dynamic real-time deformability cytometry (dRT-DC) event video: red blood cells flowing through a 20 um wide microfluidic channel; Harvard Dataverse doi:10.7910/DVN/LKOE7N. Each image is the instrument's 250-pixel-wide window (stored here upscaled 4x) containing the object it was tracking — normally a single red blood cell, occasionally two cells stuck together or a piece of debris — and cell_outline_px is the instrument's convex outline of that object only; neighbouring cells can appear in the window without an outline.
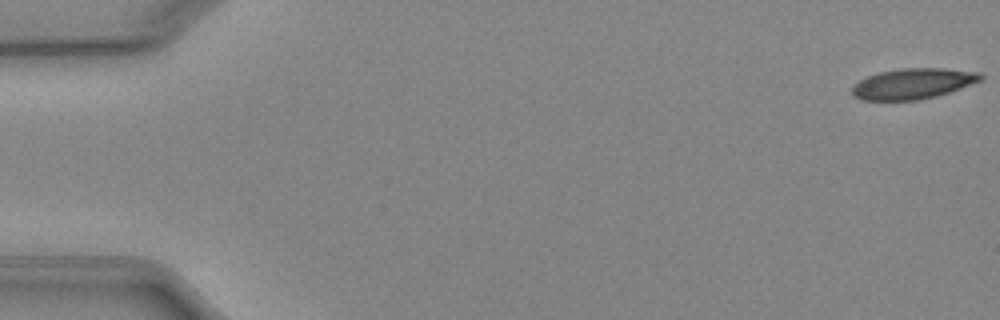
{"species": "Egyptian fruit bat (a non-hibernating species)", "species_latin": "Rousettus aegyptiacus", "temperature_condition": "cold", "stored_images_in_passage": 52, "camera_frame_rate_fps": 3000, "um_per_image_px": 0.085, "animal": {"sex": "female"}, "frame": {"image": 1, "passage_image": 1, "time_ms": 0.0, "image_size_px": [1000, 320], "cell_outline_px": [[980, 76], [976, 80], [956, 88], [944, 92], [928, 96], [904, 100], [872, 100], [860, 96], [856, 92], [856, 88], [864, 80], [872, 76], [888, 72], [960, 72]], "centroid_in_image_um": [77.47, 7.2], "position_along_channel_um": 7.5, "area_um2": 18.32}}
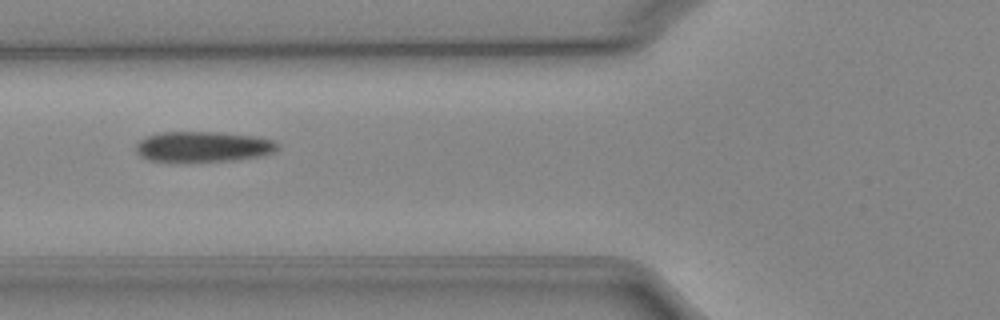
{"frame": {"image": 2, "passage_image": 20, "time_ms": 6.333, "image_size_px": [1000, 320], "cell_outline_px": [[272, 148], [260, 152], [236, 156], [152, 156], [144, 152], [140, 148], [148, 140], [160, 136], [228, 136], [260, 140], [268, 144]], "centroid_in_image_um": [17.25, 12.43], "position_along_channel_um": 108.6, "area_um2": 16.18}}
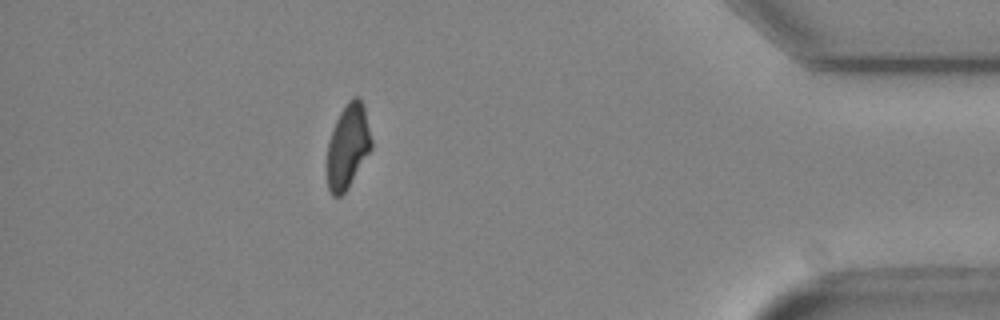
{"frame": {"image": 3, "passage_image": 46, "time_ms": 15.0, "image_size_px": [1000, 320], "cell_outline_px": [[368, 148], [348, 184], [336, 196], [332, 192], [328, 184], [328, 148], [336, 124], [344, 108], [352, 100], [360, 100], [364, 116], [368, 136]], "centroid_in_image_um": [29.49, 12.45], "position_along_channel_um": 405.7, "area_um2": 18.38}, "authors_computed_cell_mechanics": {"area_um2": 18.207, "velocity_mm_per_s": 3.9533, "shape_relaxation_time_tau1_ms": null, "shape_relaxation_time_tau2_ms": 5.3435, "deformation_change_tau1": null, "deformation_change_tau2": 0.1385}}